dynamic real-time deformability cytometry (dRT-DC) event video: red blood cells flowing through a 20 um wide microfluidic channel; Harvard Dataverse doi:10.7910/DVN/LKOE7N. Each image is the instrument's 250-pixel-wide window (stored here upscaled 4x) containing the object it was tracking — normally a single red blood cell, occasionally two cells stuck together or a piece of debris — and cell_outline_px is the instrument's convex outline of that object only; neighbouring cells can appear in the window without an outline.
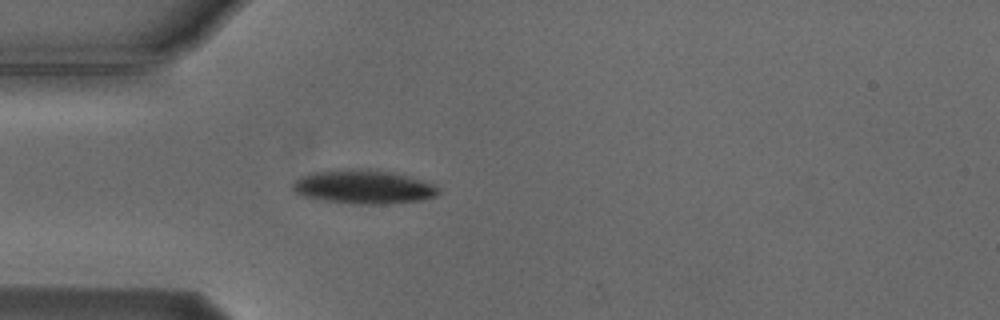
{"species": "Egyptian fruit bat (a non-hibernating species)", "species_latin": "Rousettus aegyptiacus", "temperature_condition": "cold", "stored_images_in_passage": 54, "camera_frame_rate_fps": 3000, "um_per_image_px": 0.085, "animal": {"sex": "male"}, "frame": {"image": 1, "passage_image": 15, "time_ms": 4.667, "image_size_px": [1000, 320], "cell_outline_px": [[440, 192], [436, 196], [424, 200], [388, 204], [352, 204], [324, 200], [300, 196], [292, 188], [292, 184], [300, 176], [312, 172], [352, 168], [364, 168], [392, 172], [408, 176], [432, 184], [440, 188]], "centroid_in_image_um": [30.89, 15.89], "position_along_channel_um": 54.1, "area_um2": 29.02}}
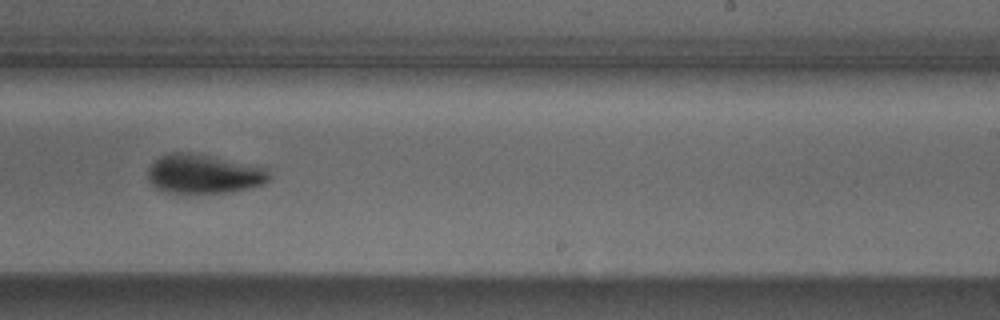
{"frame": {"image": 2, "passage_image": 33, "time_ms": 10.667, "image_size_px": [1000, 320], "cell_outline_px": [[272, 176], [264, 184], [232, 192], [168, 192], [156, 188], [148, 180], [148, 168], [160, 156], [168, 152], [188, 152], [268, 168]], "centroid_in_image_um": [17.32, 14.78], "position_along_channel_um": 271.7, "area_um2": 27.4}}
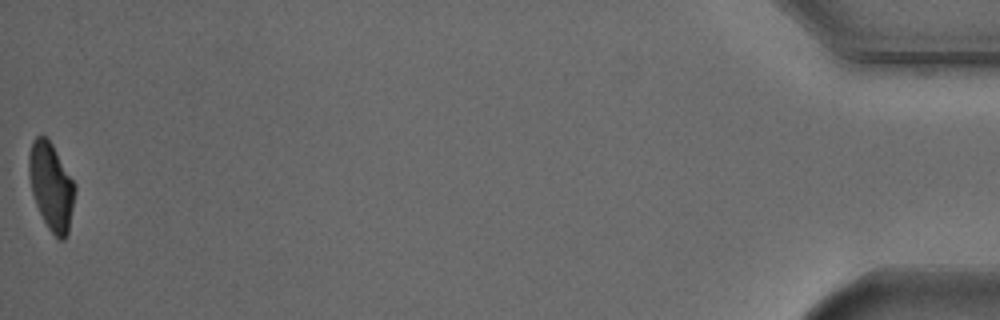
{"frame": {"image": 3, "passage_image": 54, "time_ms": 17.667, "image_size_px": [1000, 320], "cell_outline_px": [[76, 192], [68, 232], [64, 240], [60, 240], [48, 228], [36, 204], [32, 192], [28, 176], [28, 156], [32, 140], [36, 136], [44, 136], [52, 144], [76, 184]], "centroid_in_image_um": [4.36, 15.83], "position_along_channel_um": 430.8, "area_um2": 23.41}, "authors_computed_cell_mechanics": {"area_um2": 25.9522, "velocity_mm_per_s": 3.7447, "shape_relaxation_time_tau1_ms": 3.1151, "shape_relaxation_time_tau2_ms": null, "deformation_change_tau1": 0.1317, "deformation_change_tau2": null}}